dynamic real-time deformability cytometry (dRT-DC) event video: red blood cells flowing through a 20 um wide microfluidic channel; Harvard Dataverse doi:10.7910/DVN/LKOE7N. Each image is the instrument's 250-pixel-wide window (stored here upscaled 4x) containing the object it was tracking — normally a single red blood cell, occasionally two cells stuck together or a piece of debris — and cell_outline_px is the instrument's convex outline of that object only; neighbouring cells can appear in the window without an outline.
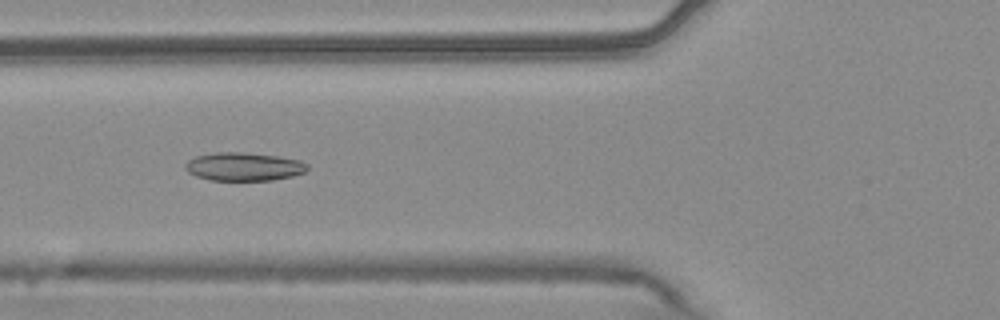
{"species": "common noctule bat (a hibernating species)", "species_latin": "Nyctalus noctula", "temperature_condition": "warm", "stored_images_in_passage": 54, "camera_frame_rate_fps": 3000, "um_per_image_px": 0.085, "animal": {"sex": "male", "body_mass_g": 20.4}, "frame": {"image": 1, "passage_image": 20, "time_ms": 6.333, "image_size_px": [1000, 320], "cell_outline_px": [[308, 168], [304, 172], [292, 176], [272, 180], [212, 180], [196, 176], [188, 172], [184, 168], [184, 164], [188, 160], [196, 156], [216, 152], [244, 152], [276, 156], [300, 160], [308, 164]], "centroid_in_image_um": [20.71, 14.16], "position_along_channel_um": 105.1, "area_um2": 20.11}}
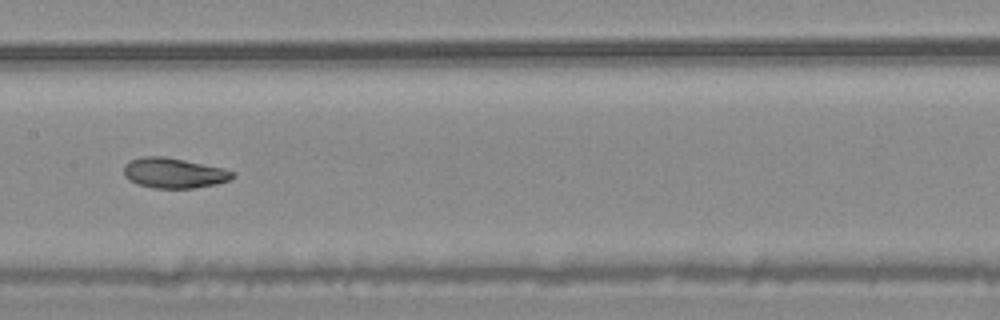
{"frame": {"image": 2, "passage_image": 27, "time_ms": 8.667, "image_size_px": [1000, 320], "cell_outline_px": [[236, 176], [228, 180], [216, 184], [196, 188], [152, 188], [136, 184], [128, 180], [124, 176], [124, 164], [132, 160], [144, 156], [164, 156], [224, 168], [236, 172]], "centroid_in_image_um": [14.78, 14.71], "position_along_channel_um": 192.6, "area_um2": 19.31}}
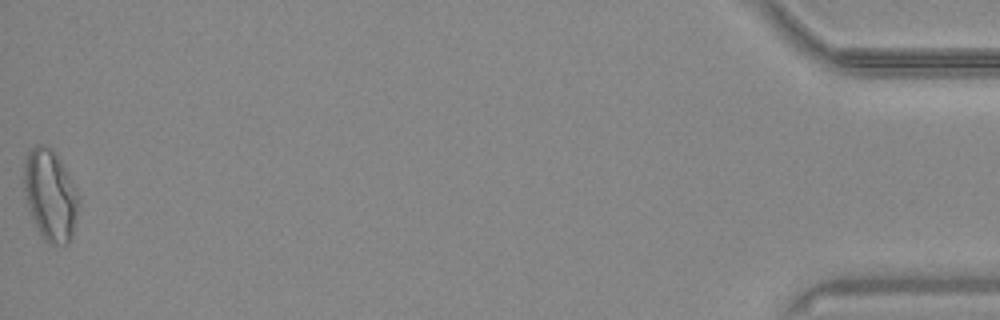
{"frame": {"image": 3, "passage_image": 54, "time_ms": 17.667, "image_size_px": [1000, 320], "cell_outline_px": [[80, 200], [76, 220], [72, 236], [68, 244], [52, 244], [44, 240], [36, 228], [28, 212], [24, 200], [24, 160], [28, 152], [36, 144], [44, 144], [52, 148], [56, 152], [80, 196]], "centroid_in_image_um": [4.25, 16.59], "position_along_channel_um": 430.9, "area_um2": 29.65}, "authors_computed_cell_mechanics": {"area_um2": 20.4901, "velocity_mm_per_s": 3.7362, "shape_relaxation_time_tau1_ms": 5.969, "shape_relaxation_time_tau2_ms": 3.1452, "deformation_change_tau1": 0.1406, "deformation_change_tau2": 0.0806}}